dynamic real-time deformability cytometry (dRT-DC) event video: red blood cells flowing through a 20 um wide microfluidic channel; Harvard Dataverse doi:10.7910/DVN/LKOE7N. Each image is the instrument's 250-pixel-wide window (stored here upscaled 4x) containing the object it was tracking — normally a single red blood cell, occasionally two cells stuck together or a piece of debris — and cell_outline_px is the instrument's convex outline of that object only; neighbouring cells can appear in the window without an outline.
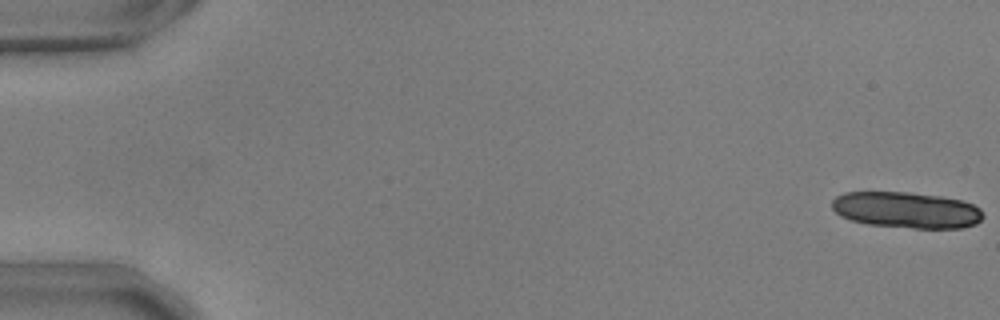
{"species": "common noctule bat (a hibernating species)", "species_latin": "Nyctalus noctula", "temperature_condition": "warm", "stored_images_in_passage": 13, "camera_frame_rate_fps": 3000, "um_per_image_px": 0.085, "animal": {"sex": "male", "body_mass_g": 17.9, "forearm_length_mm": 54.2}, "frame": {"image": 1, "passage_image": 1, "time_ms": 0.0, "image_size_px": [1000, 320], "cell_outline_px": [[984, 216], [976, 224], [964, 228], [912, 228], [868, 224], [852, 220], [840, 216], [832, 208], [832, 200], [836, 196], [844, 192], [912, 192], [940, 196], [964, 200], [980, 208]], "centroid_in_image_um": [77.07, 17.84], "position_along_channel_um": 7.9, "area_um2": 32.08}}